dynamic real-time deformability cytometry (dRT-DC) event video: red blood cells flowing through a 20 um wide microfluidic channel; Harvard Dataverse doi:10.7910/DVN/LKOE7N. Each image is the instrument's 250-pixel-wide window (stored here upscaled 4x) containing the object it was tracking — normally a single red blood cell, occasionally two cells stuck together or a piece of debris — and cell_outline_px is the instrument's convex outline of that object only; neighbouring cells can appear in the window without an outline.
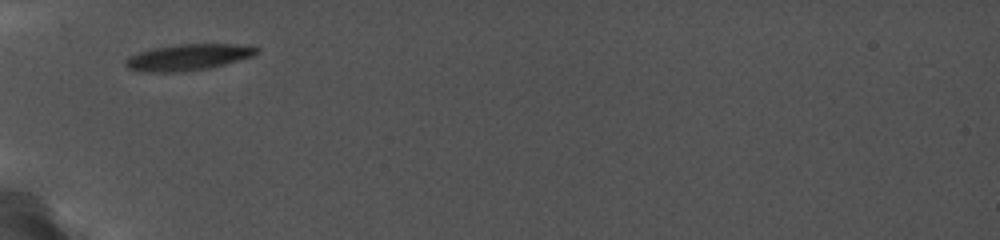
{"species": "common noctule bat (a hibernating species)", "species_latin": "Nyctalus noctula", "temperature_condition": "cold", "stored_images_in_passage": 3, "camera_frame_rate_fps": 5000, "um_per_image_px": 0.085, "animal": {"sex": "female", "body_mass_g": 19.0, "forearm_length_mm": 56.7}, "frame": {"image": 1, "passage_image": 1, "time_ms": 0.0, "image_size_px": [1000, 240], "cell_outline_px": [[260, 52], [252, 56], [204, 68], [172, 72], [160, 72], [128, 68], [124, 64], [124, 60], [128, 56], [152, 48], [176, 44], [248, 44], [260, 48]], "centroid_in_image_um": [16.01, 4.82], "position_along_channel_um": 69.0, "area_um2": 19.59}}
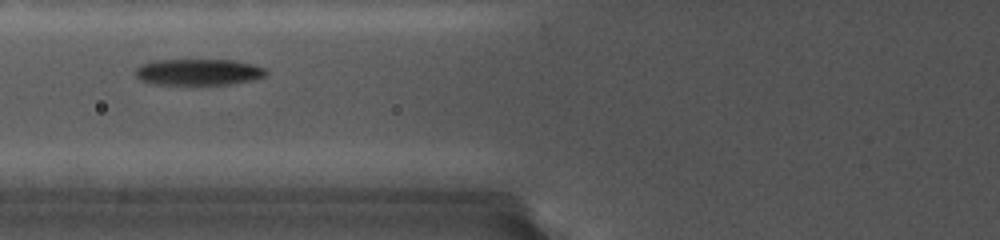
{"frame": {"image": 2, "passage_image": 2, "time_ms": 1.2, "image_size_px": [1000, 240], "cell_outline_px": [[268, 72], [264, 76], [248, 80], [228, 84], [156, 84], [140, 80], [136, 76], [136, 68], [140, 64], [152, 60], [232, 60], [252, 64], [264, 68]], "centroid_in_image_um": [16.81, 6.11], "position_along_channel_um": 109.0, "area_um2": 19.77}}